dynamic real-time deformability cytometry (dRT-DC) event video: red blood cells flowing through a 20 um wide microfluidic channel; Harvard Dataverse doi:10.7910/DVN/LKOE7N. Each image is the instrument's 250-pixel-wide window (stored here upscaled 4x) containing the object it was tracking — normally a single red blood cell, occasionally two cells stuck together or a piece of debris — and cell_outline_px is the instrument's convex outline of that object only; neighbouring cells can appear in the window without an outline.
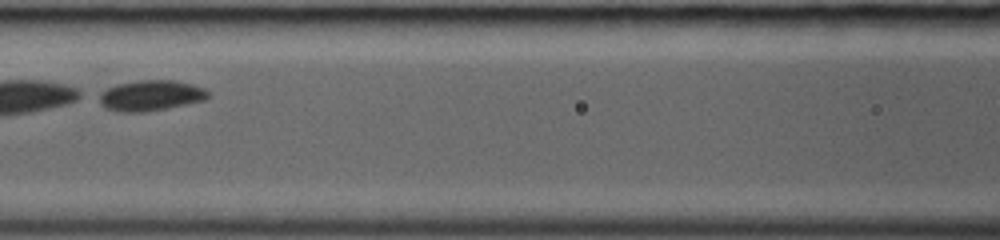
{"species": "common noctule bat (a hibernating species)", "species_latin": "Nyctalus noctula", "temperature_condition": "room temperature", "stored_images_in_passage": 8, "camera_frame_rate_fps": 3000, "um_per_image_px": 0.085, "animal": {"sex": "female", "body_mass_g": 19.0, "forearm_length_mm": 53.3}, "frame": {"image": 1, "passage_image": 7, "time_ms": 2.0, "image_size_px": [1000, 240], "cell_outline_px": [[208, 96], [204, 100], [144, 112], [120, 112], [104, 108], [100, 104], [96, 96], [108, 88], [116, 84], [140, 80], [172, 80], [192, 84], [204, 88], [208, 92]], "centroid_in_image_um": [12.74, 8.12], "position_along_channel_um": 153.9, "area_um2": 19.31}}